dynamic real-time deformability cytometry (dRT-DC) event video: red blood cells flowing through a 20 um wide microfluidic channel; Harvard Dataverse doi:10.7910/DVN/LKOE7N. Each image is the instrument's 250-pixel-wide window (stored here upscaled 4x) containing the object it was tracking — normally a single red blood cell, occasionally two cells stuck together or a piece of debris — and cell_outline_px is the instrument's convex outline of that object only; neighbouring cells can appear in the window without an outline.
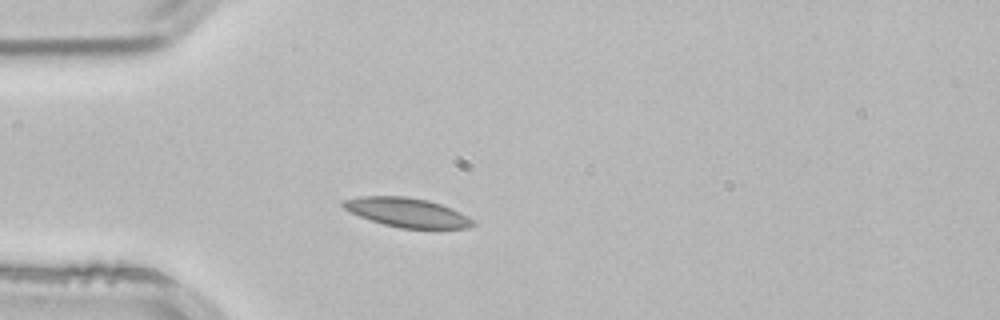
{"species": "common noctule bat (a hibernating species)", "species_latin": "Nyctalus noctula", "temperature_condition": "room temperature", "stored_images_in_passage": 3, "camera_frame_rate_fps": 3000, "um_per_image_px": 0.085, "animal": {"sex": "male", "body_mass_g": 21.5, "forearm_length_mm": 52.0}, "frame": {"image": 1, "passage_image": 3, "time_ms": 0.667, "image_size_px": [1000, 320], "cell_outline_px": [[476, 224], [468, 228], [400, 228], [384, 224], [360, 216], [344, 208], [340, 204], [344, 200], [360, 196], [404, 196], [428, 200], [440, 204], [460, 212], [468, 216]], "centroid_in_image_um": [34.61, 18.05], "position_along_channel_um": 50.4, "area_um2": 21.79}}